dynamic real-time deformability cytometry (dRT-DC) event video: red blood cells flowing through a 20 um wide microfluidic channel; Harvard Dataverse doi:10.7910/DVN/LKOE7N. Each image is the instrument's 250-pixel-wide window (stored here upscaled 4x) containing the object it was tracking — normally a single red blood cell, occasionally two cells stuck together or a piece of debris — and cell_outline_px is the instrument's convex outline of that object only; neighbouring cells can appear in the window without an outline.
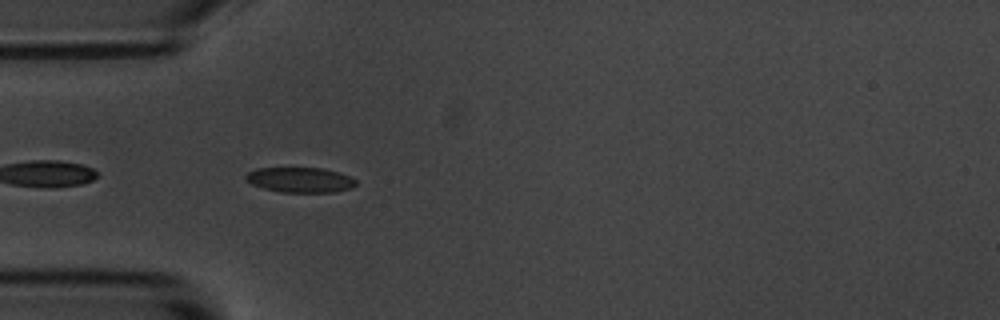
{"species": "common noctule bat (a hibernating species)", "species_latin": "Nyctalus noctula", "temperature_condition": "room temperature", "stored_images_in_passage": 18, "camera_frame_rate_fps": 3000, "um_per_image_px": 0.085, "animal": {"sex": "male", "body_mass_g": 20.1, "forearm_length_mm": 53.5}, "frame": {"image": 1, "passage_image": 3, "time_ms": 0.667, "image_size_px": [1000, 320], "cell_outline_px": [[356, 184], [352, 188], [336, 192], [280, 192], [264, 188], [252, 184], [244, 180], [244, 176], [248, 172], [256, 168], [320, 168], [340, 172], [356, 180]], "centroid_in_image_um": [25.5, 15.29], "position_along_channel_um": 59.5, "area_um2": 16.18}}